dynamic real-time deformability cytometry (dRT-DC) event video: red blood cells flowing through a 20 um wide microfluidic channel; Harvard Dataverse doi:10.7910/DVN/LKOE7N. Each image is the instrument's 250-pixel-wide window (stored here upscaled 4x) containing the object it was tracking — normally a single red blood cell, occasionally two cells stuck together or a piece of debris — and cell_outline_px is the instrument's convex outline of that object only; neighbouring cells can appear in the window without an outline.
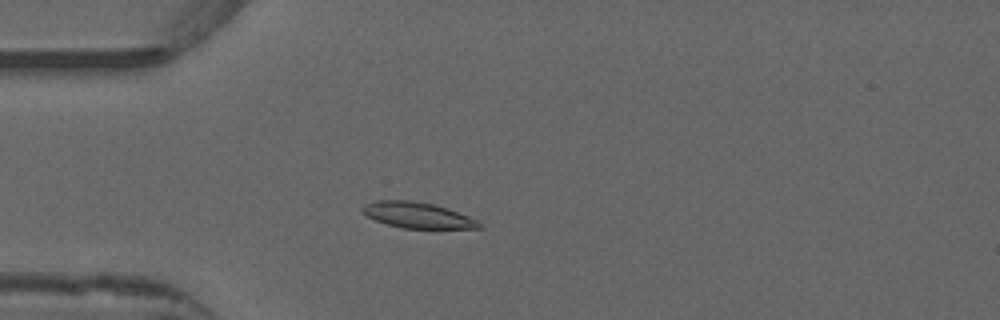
{"species": "common noctule bat (a hibernating species)", "species_latin": "Nyctalus noctula", "temperature_condition": "warm", "stored_images_in_passage": 51, "camera_frame_rate_fps": 3000, "um_per_image_px": 0.085, "animal": {"sex": "male", "forearm_length_mm": 52.5}, "frame": {"image": 1, "passage_image": 13, "time_ms": 4.0, "image_size_px": [1000, 320], "cell_outline_px": [[484, 228], [404, 228], [388, 224], [376, 220], [368, 216], [360, 208], [364, 204], [376, 200], [408, 200], [432, 204], [468, 216], [484, 224]], "centroid_in_image_um": [35.48, 18.29], "position_along_channel_um": 49.5, "area_um2": 17.22}}
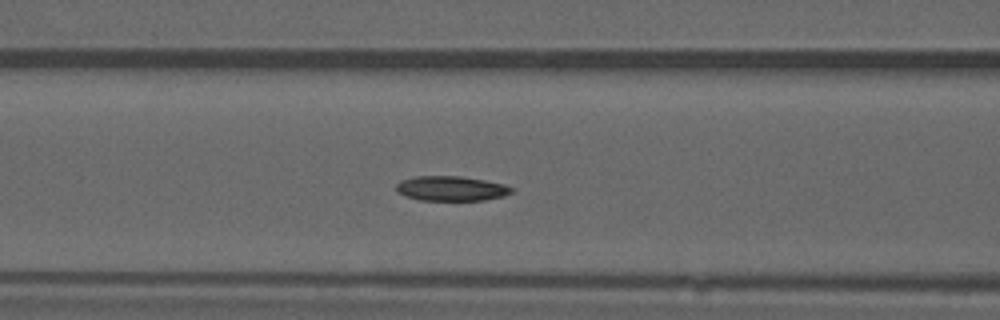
{"frame": {"image": 2, "passage_image": 20, "time_ms": 6.333, "image_size_px": [1000, 320], "cell_outline_px": [[516, 188], [512, 192], [504, 196], [484, 200], [420, 200], [404, 196], [396, 192], [396, 184], [400, 180], [416, 176], [460, 176], [484, 180], [504, 184]], "centroid_in_image_um": [38.34, 16.02], "position_along_channel_um": 128.3, "area_um2": 16.82}}
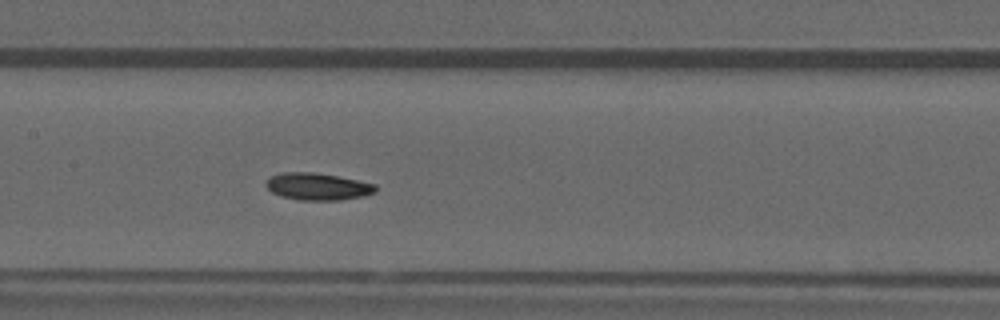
{"frame": {"image": 3, "passage_image": 24, "time_ms": 7.667, "image_size_px": [1000, 320], "cell_outline_px": [[376, 192], [364, 196], [340, 200], [300, 200], [280, 196], [272, 192], [264, 184], [272, 176], [284, 172], [312, 172], [336, 176], [376, 184]], "centroid_in_image_um": [27.01, 15.86], "position_along_channel_um": 180.4, "area_um2": 17.17}, "authors_computed_cell_mechanics": {"area_um2": 16.8198, "velocity_mm_per_s": 3.9118, "shape_relaxation_time_tau1_ms": 5.4176, "shape_relaxation_time_tau2_ms": null, "deformation_change_tau1": 0.1229, "deformation_change_tau2": null}}